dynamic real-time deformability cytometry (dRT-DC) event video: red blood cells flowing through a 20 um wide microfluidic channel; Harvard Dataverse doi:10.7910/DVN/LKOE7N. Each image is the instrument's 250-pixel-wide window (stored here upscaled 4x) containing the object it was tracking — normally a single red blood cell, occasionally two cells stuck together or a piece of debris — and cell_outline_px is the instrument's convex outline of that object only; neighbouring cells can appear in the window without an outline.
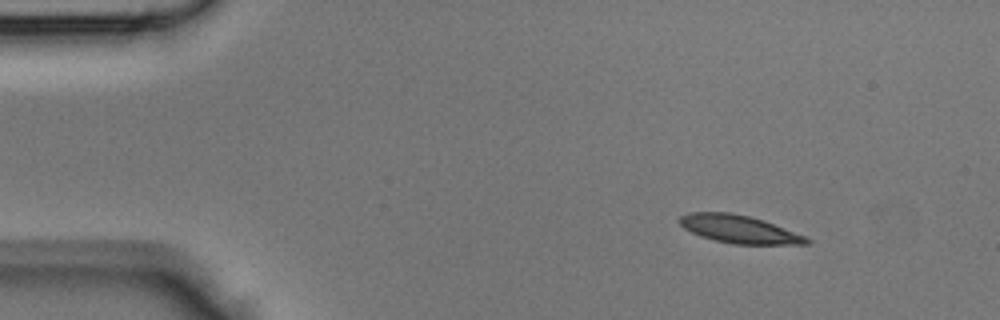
{"species": "Egyptian fruit bat (a non-hibernating species)", "species_latin": "Rousettus aegyptiacus", "temperature_condition": "room temperature", "stored_images_in_passage": 43, "camera_frame_rate_fps": 3000, "um_per_image_px": 0.085, "animal": {"sex": "male"}, "frame": {"image": 1, "passage_image": 5, "time_ms": 1.333, "image_size_px": [1000, 320], "cell_outline_px": [[812, 244], [732, 244], [716, 240], [692, 232], [684, 228], [676, 220], [680, 216], [688, 212], [728, 212], [748, 216], [764, 220], [804, 236], [812, 240]], "centroid_in_image_um": [62.81, 19.47], "position_along_channel_um": 22.2, "area_um2": 20.46}}
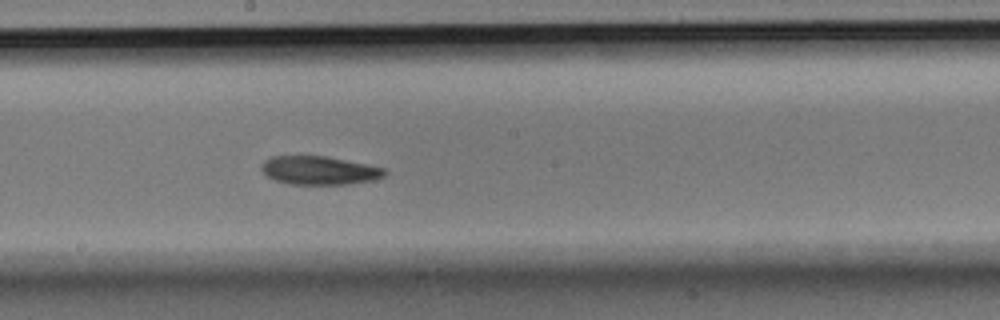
{"frame": {"image": 2, "passage_image": 23, "time_ms": 7.333, "image_size_px": [1000, 320], "cell_outline_px": [[388, 172], [384, 176], [372, 180], [348, 184], [288, 184], [272, 180], [264, 172], [264, 160], [272, 156], [324, 156], [384, 168]], "centroid_in_image_um": [27.14, 14.49], "position_along_channel_um": 221.1, "area_um2": 20.11}}
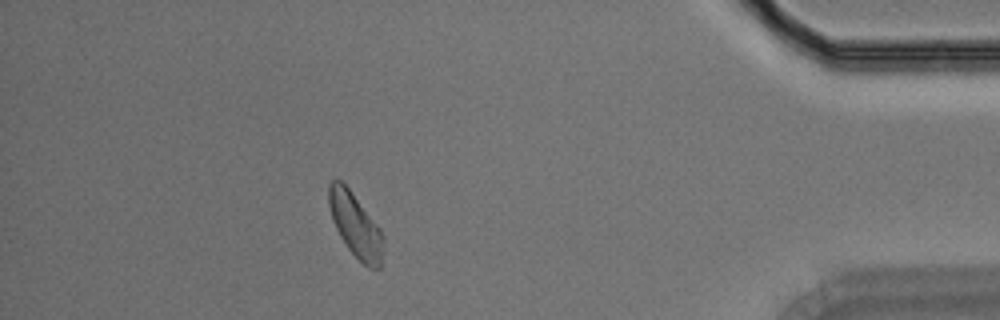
{"frame": {"image": 3, "passage_image": 38, "time_ms": 12.333, "image_size_px": [1000, 320], "cell_outline_px": [[384, 240], [380, 268], [368, 268], [348, 248], [340, 236], [332, 220], [328, 204], [328, 184], [332, 180], [340, 180], [348, 188], [380, 228], [384, 236]], "centroid_in_image_um": [30.21, 19.14], "position_along_channel_um": 405.0, "area_um2": 20.06}}